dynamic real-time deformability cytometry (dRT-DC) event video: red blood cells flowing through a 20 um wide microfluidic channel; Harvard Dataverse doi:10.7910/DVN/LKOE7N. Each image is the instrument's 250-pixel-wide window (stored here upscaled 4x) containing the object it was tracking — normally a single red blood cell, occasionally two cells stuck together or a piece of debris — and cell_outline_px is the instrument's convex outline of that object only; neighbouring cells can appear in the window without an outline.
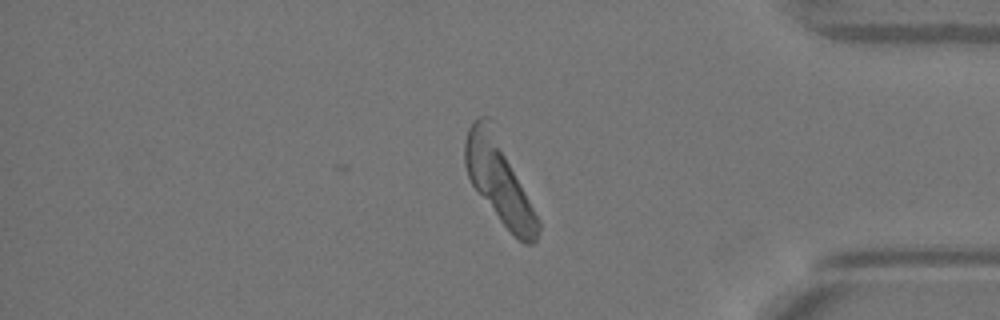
{"species": "Egyptian fruit bat (a non-hibernating species)", "species_latin": "Rousettus aegyptiacus", "temperature_condition": "warm", "stored_images_in_passage": 35, "camera_frame_rate_fps": 3000, "um_per_image_px": 0.085, "animal": {"sex": "female"}, "frame": {"image": 1, "passage_image": 27, "time_ms": 8.667, "image_size_px": [1000, 320], "cell_outline_px": [[540, 228], [536, 240], [532, 244], [524, 244], [500, 220], [472, 184], [468, 176], [464, 164], [464, 140], [468, 128], [472, 120], [480, 116], [488, 116], [540, 220]], "centroid_in_image_um": [42.4, 15.34], "position_along_channel_um": 392.8, "area_um2": 34.97}}